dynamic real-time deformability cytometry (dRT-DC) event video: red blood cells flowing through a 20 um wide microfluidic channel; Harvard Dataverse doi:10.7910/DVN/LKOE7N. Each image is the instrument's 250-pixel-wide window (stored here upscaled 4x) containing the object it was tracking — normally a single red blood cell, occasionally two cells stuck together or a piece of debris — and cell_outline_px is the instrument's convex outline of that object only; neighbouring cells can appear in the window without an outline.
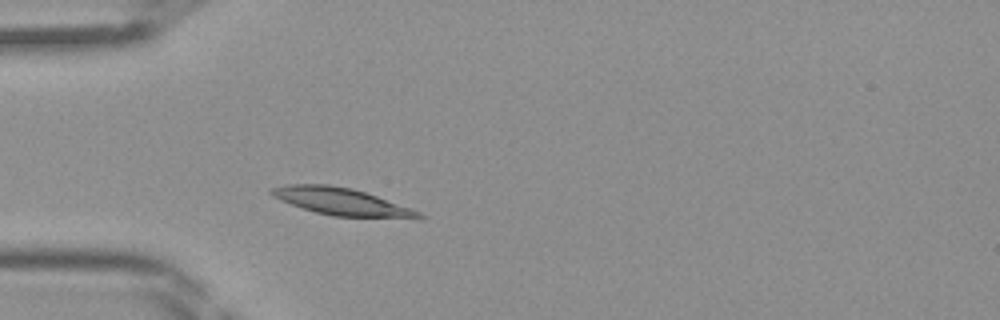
{"species": "Egyptian fruit bat (a non-hibernating species)", "species_latin": "Rousettus aegyptiacus", "temperature_condition": "room temperature", "stored_images_in_passage": 32, "camera_frame_rate_fps": 3000, "um_per_image_px": 0.085, "frame": {"image": 1, "passage_image": 4, "time_ms": 1.0, "image_size_px": [1000, 320], "cell_outline_px": [[424, 216], [420, 220], [332, 216], [316, 212], [280, 200], [272, 196], [268, 192], [268, 188], [288, 184], [328, 184], [352, 188], [412, 208], [420, 212]], "centroid_in_image_um": [29.09, 17.16], "position_along_channel_um": 55.9, "area_um2": 23.81}}
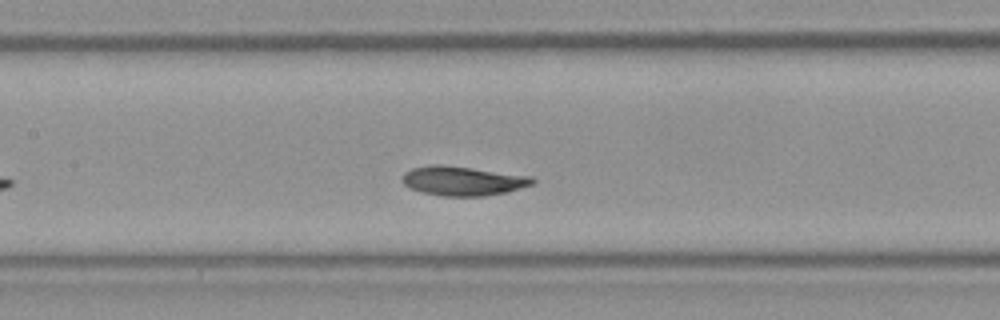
{"frame": {"image": 2, "passage_image": 12, "time_ms": 3.667, "image_size_px": [1000, 320], "cell_outline_px": [[536, 180], [532, 184], [504, 192], [484, 196], [444, 196], [424, 192], [408, 188], [400, 180], [400, 176], [404, 172], [412, 168], [432, 164], [440, 164], [472, 168], [532, 176]], "centroid_in_image_um": [39.27, 15.36], "position_along_channel_um": 168.1, "area_um2": 22.2}}
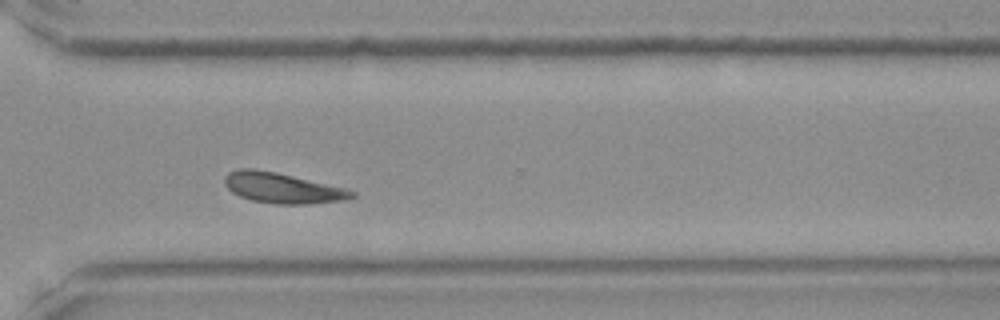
{"frame": {"image": 3, "passage_image": 24, "time_ms": 7.667, "image_size_px": [1000, 320], "cell_outline_px": [[356, 196], [348, 200], [304, 204], [276, 204], [252, 200], [240, 196], [232, 192], [224, 184], [224, 176], [228, 172], [240, 168], [252, 168], [276, 172], [348, 188], [356, 192]], "centroid_in_image_um": [24.04, 15.97], "position_along_channel_um": 346.6, "area_um2": 22.77}}